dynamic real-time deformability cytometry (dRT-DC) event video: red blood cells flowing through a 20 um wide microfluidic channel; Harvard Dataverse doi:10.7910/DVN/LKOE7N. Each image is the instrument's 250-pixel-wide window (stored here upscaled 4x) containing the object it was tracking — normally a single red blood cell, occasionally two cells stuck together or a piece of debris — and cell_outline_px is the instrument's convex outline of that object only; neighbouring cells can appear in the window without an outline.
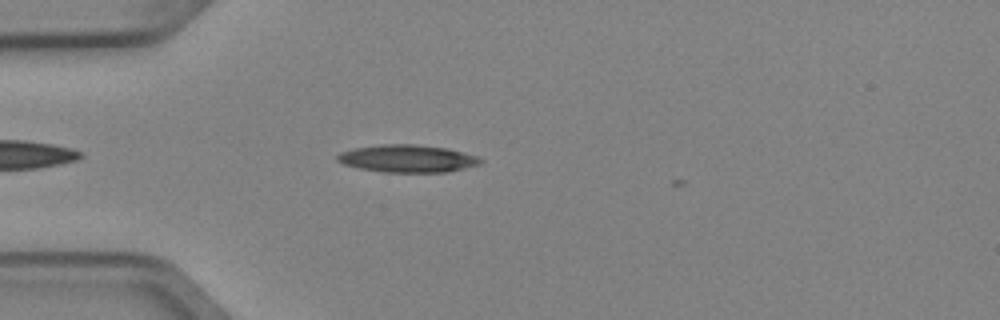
{"species": "Egyptian fruit bat (a non-hibernating species)", "species_latin": "Rousettus aegyptiacus", "temperature_condition": "cold", "stored_images_in_passage": 1, "camera_frame_rate_fps": 3000, "um_per_image_px": 0.085, "animal": {"sex": "female"}, "frame": {"image": 1, "passage_image": 1, "time_ms": 0.0, "image_size_px": [1000, 320], "cell_outline_px": [[484, 160], [480, 164], [448, 172], [384, 172], [360, 168], [344, 164], [336, 160], [336, 156], [340, 152], [356, 148], [384, 144], [412, 144], [448, 148], [476, 156]], "centroid_in_image_um": [34.64, 13.48], "position_along_channel_um": 50.4, "area_um2": 22.77}}